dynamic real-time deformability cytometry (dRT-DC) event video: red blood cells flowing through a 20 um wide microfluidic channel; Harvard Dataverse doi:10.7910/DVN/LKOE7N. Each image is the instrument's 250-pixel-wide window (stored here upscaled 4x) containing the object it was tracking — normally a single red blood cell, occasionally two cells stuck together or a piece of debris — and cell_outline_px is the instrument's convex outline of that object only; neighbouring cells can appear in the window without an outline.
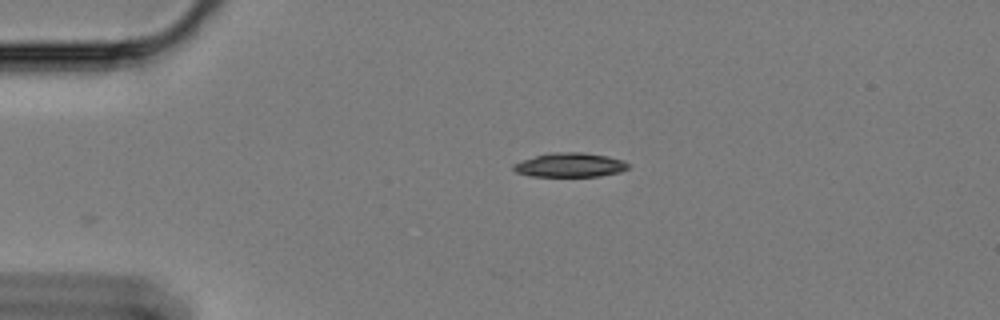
{"species": "Egyptian fruit bat (a non-hibernating species)", "species_latin": "Rousettus aegyptiacus", "temperature_condition": "cold", "stored_images_in_passage": 6, "camera_frame_rate_fps": 3000, "um_per_image_px": 0.085, "animal": {"sex": "female"}, "frame": {"image": 1, "passage_image": 1, "time_ms": 0.0, "image_size_px": [1000, 320], "cell_outline_px": [[628, 168], [620, 172], [600, 176], [528, 176], [516, 172], [512, 168], [512, 164], [536, 156], [556, 152], [580, 152], [608, 156], [620, 160], [628, 164]], "centroid_in_image_um": [48.42, 14.03], "position_along_channel_um": 36.6, "area_um2": 15.95}}